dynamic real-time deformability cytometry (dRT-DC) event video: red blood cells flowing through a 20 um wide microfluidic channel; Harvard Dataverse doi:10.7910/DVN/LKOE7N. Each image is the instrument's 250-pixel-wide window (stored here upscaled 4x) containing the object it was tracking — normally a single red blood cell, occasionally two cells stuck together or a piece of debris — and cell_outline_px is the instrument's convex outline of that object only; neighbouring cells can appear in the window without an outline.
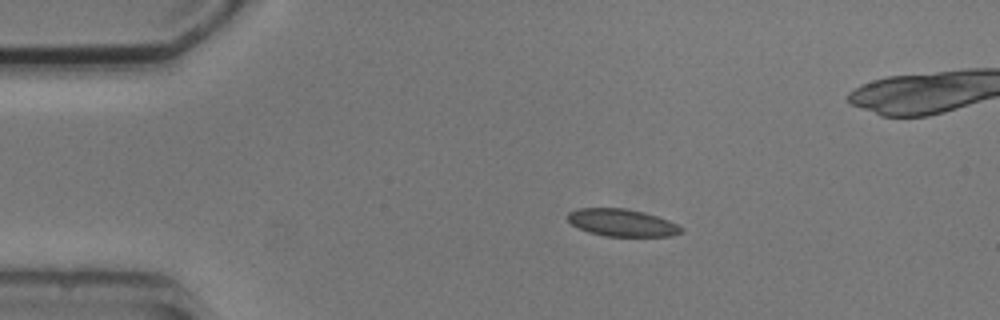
{"species": "common noctule bat (a hibernating species)", "species_latin": "Nyctalus noctula", "temperature_condition": "cold", "stored_images_in_passage": 3, "camera_frame_rate_fps": 3000, "um_per_image_px": 0.085, "animal": {"sex": "male", "body_mass_g": 20.5, "forearm_length_mm": 52.5}, "frame": {"image": 1, "passage_image": 1, "time_ms": 0.0, "image_size_px": [1000, 320], "cell_outline_px": [[684, 232], [672, 236], [604, 236], [588, 232], [572, 224], [568, 220], [568, 212], [576, 208], [624, 208], [644, 212], [668, 220], [684, 228]], "centroid_in_image_um": [52.88, 18.93], "position_along_channel_um": 32.1, "area_um2": 18.09}}